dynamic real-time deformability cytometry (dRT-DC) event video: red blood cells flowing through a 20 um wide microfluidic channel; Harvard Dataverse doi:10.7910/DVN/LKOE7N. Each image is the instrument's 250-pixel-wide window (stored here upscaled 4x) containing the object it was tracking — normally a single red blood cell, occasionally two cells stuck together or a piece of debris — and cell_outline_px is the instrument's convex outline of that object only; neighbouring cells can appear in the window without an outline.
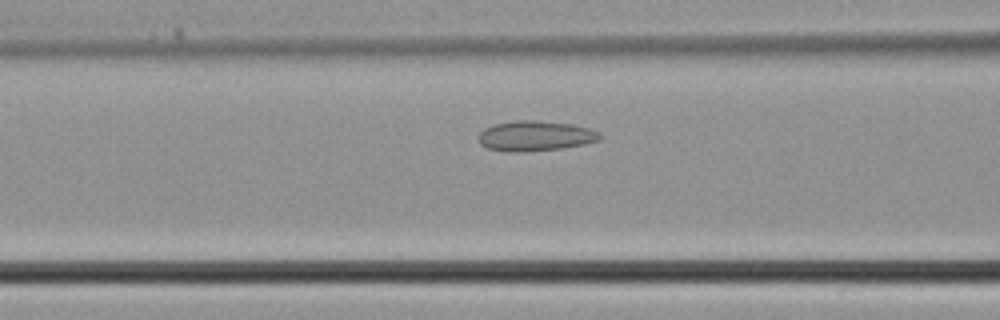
{"species": "common noctule bat (a hibernating species)", "species_latin": "Nyctalus noctula", "temperature_condition": "cold", "stored_images_in_passage": 27, "camera_frame_rate_fps": 3000, "um_per_image_px": 0.085, "animal": {"sex": "male", "body_mass_g": 21.5, "forearm_length_mm": 52.0}, "frame": {"image": 1, "passage_image": 7, "time_ms": 2.0, "image_size_px": [1000, 320], "cell_outline_px": [[600, 140], [584, 144], [560, 148], [524, 152], [508, 152], [488, 148], [480, 144], [476, 136], [484, 128], [492, 124], [516, 120], [532, 120], [572, 124], [588, 128], [600, 132]], "centroid_in_image_um": [45.44, 11.55], "position_along_channel_um": 121.2, "area_um2": 21.44}}
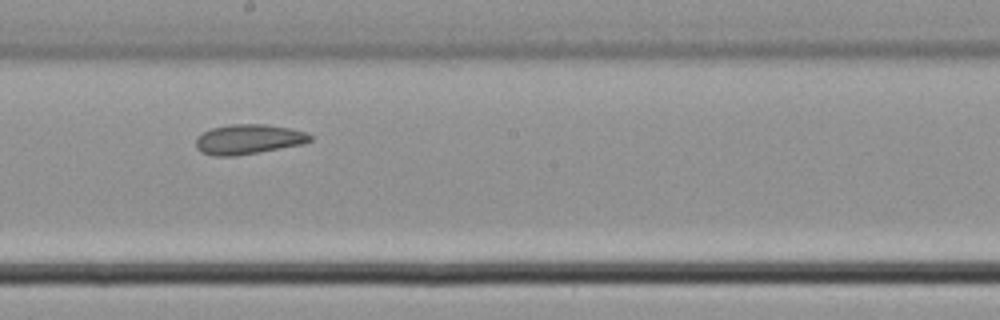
{"frame": {"image": 2, "passage_image": 13, "time_ms": 4.0, "image_size_px": [1000, 320], "cell_outline_px": [[312, 140], [304, 144], [232, 156], [216, 156], [200, 152], [196, 148], [196, 140], [204, 132], [212, 128], [232, 124], [264, 124], [292, 128], [308, 132], [312, 136]], "centroid_in_image_um": [21.16, 11.83], "position_along_channel_um": 227.0, "area_um2": 19.77}}
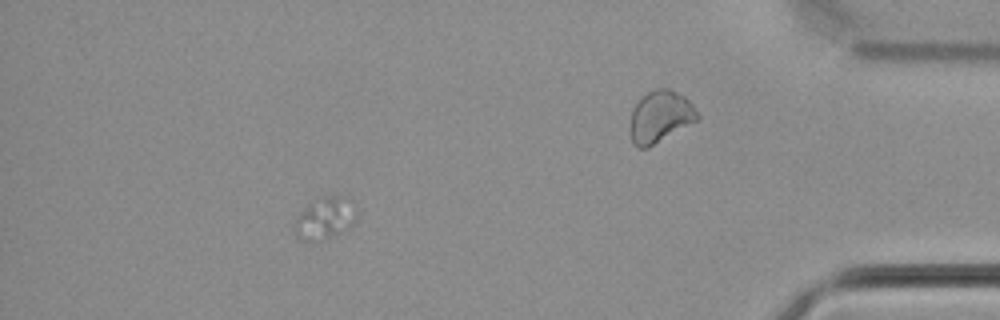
{"frame": {"image": 3, "passage_image": 22, "time_ms": 7.0, "image_size_px": [1000, 320], "cell_outline_px": [[360, 212], [352, 224], [332, 236], [324, 240], [304, 240], [296, 236], [292, 228], [292, 224], [300, 212], [308, 204], [328, 196], [336, 196], [360, 208]], "centroid_in_image_um": [27.59, 18.58], "position_along_channel_um": 407.6, "area_um2": 14.85}}